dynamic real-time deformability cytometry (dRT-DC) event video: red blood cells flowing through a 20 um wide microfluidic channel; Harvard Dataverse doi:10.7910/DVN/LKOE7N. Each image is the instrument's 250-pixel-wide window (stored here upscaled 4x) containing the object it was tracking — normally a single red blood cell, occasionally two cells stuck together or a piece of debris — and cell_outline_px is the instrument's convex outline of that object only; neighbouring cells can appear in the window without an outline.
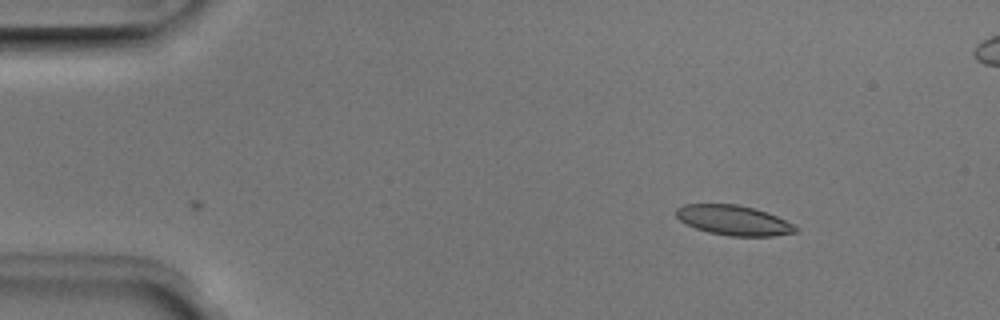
{"species": "Egyptian fruit bat (a non-hibernating species)", "species_latin": "Rousettus aegyptiacus", "temperature_condition": "room temperature", "stored_images_in_passage": 2, "camera_frame_rate_fps": 3000, "um_per_image_px": 0.085, "animal": {"sex": "male"}, "frame": {"image": 1, "passage_image": 2, "time_ms": 0.333, "image_size_px": [1000, 320], "cell_outline_px": [[800, 228], [796, 232], [772, 236], [728, 236], [708, 232], [696, 228], [680, 220], [676, 216], [676, 208], [684, 204], [736, 204], [752, 208], [776, 216], [796, 224]], "centroid_in_image_um": [62.38, 18.73], "position_along_channel_um": 22.6, "area_um2": 20.75}}